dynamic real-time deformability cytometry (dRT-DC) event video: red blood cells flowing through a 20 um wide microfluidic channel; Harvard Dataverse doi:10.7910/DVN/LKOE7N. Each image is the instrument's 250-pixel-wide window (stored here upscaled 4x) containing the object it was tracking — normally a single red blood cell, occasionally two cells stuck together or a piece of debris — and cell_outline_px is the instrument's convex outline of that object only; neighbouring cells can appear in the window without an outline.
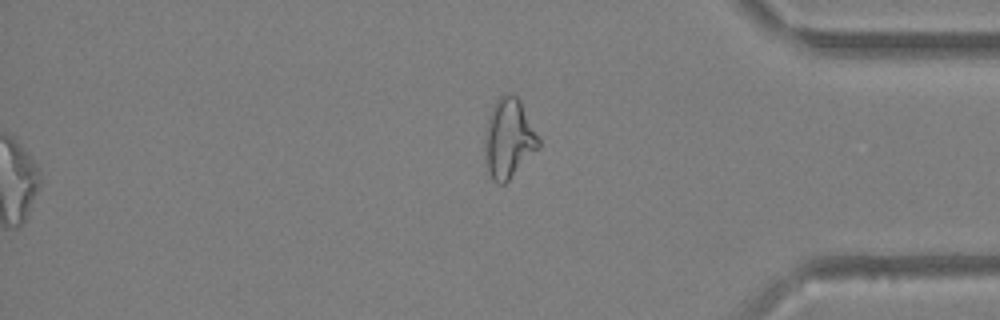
{"species": "Egyptian fruit bat (a non-hibernating species)", "species_latin": "Rousettus aegyptiacus", "temperature_condition": "warm", "stored_images_in_passage": 59, "segment_of_instrument_passage": [2, 2], "camera_frame_rate_fps": 3000, "um_per_image_px": 0.085, "animal": {"sex": "female"}, "frame": {"image": 1, "passage_image": 59, "time_ms": 19.333, "image_size_px": [1000, 320], "cell_outline_px": [[540, 148], [504, 184], [496, 184], [492, 180], [488, 172], [484, 152], [484, 132], [492, 108], [496, 100], [504, 92], [512, 92], [520, 100], [540, 140]], "centroid_in_image_um": [43.23, 11.77], "position_along_channel_um": 392.0, "area_um2": 25.14}}